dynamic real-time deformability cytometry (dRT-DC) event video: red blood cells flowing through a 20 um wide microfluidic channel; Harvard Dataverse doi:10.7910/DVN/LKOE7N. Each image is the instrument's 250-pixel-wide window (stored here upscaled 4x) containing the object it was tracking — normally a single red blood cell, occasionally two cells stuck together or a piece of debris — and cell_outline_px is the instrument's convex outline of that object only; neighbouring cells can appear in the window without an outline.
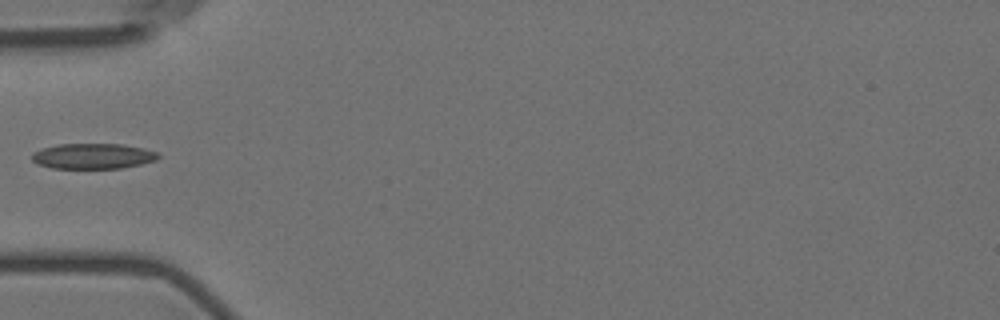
{"species": "Egyptian fruit bat (a non-hibernating species)", "species_latin": "Rousettus aegyptiacus", "temperature_condition": "room temperature", "stored_images_in_passage": 5, "camera_frame_rate_fps": 3000, "um_per_image_px": 0.085, "animal": {"sex": "female"}, "frame": {"image": 1, "passage_image": 5, "time_ms": 4.667, "image_size_px": [1000, 320], "cell_outline_px": [[160, 156], [156, 160], [140, 164], [120, 168], [52, 168], [36, 164], [32, 160], [32, 152], [56, 144], [124, 144], [144, 148], [160, 152]], "centroid_in_image_um": [7.91, 13.26], "position_along_channel_um": 77.1, "area_um2": 18.84}}